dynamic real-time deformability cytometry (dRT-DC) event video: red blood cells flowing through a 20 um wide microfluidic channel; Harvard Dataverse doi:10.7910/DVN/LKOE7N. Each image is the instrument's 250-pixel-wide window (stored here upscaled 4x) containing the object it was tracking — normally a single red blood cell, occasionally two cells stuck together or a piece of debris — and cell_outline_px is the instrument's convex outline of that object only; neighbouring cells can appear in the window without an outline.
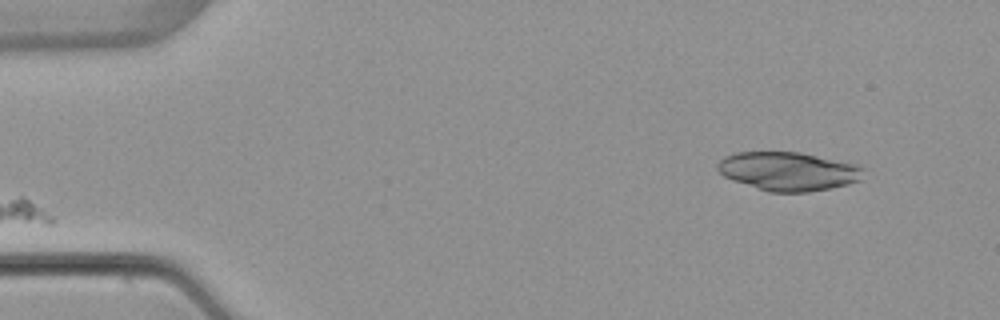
{"species": "common noctule bat (a hibernating species)", "species_latin": "Nyctalus noctula", "temperature_condition": "warm", "stored_images_in_passage": 2, "segment_of_instrument_passage": [2, 2], "camera_frame_rate_fps": 3000, "um_per_image_px": 0.085, "animal": {"sex": "female", "body_mass_g": 22.7, "forearm_length_mm": 54.2}, "frame": {"image": 1, "passage_image": 2, "time_ms": 1.333, "image_size_px": [1000, 320], "cell_outline_px": [[864, 168], [860, 180], [848, 184], [832, 188], [808, 192], [768, 192], [732, 180], [724, 176], [716, 168], [716, 164], [724, 156], [736, 152], [800, 152], [856, 164]], "centroid_in_image_um": [66.98, 14.56], "position_along_channel_um": 18.0, "area_um2": 32.95}}